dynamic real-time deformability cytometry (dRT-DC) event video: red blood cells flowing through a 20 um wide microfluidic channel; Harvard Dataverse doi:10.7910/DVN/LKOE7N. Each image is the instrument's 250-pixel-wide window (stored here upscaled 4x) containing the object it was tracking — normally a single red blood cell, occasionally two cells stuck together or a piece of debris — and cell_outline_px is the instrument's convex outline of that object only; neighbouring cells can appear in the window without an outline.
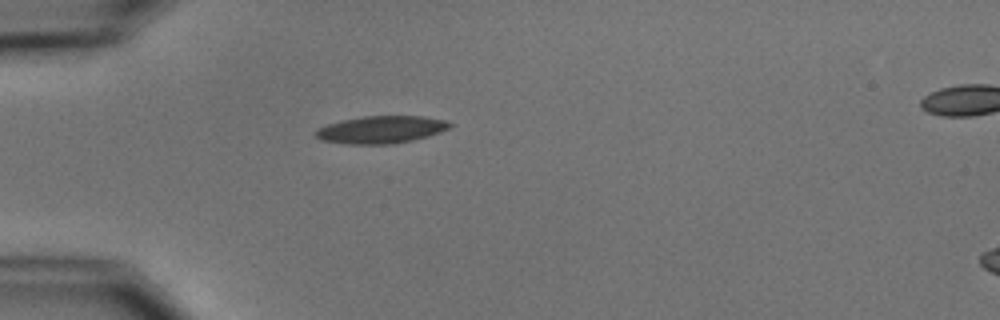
{"species": "common noctule bat (a hibernating species)", "species_latin": "Nyctalus noctula", "temperature_condition": "cold", "stored_images_in_passage": 2, "camera_frame_rate_fps": 3000, "um_per_image_px": 0.085, "animal": {"sex": "male", "body_mass_g": 15.6}, "frame": {"image": 1, "passage_image": 1, "time_ms": 0.0, "image_size_px": [1000, 320], "cell_outline_px": [[452, 124], [448, 128], [440, 132], [428, 136], [396, 144], [344, 144], [320, 140], [312, 132], [316, 128], [328, 124], [344, 120], [364, 116], [424, 116], [444, 120]], "centroid_in_image_um": [32.34, 11.03], "position_along_channel_um": 52.7, "area_um2": 21.5}}